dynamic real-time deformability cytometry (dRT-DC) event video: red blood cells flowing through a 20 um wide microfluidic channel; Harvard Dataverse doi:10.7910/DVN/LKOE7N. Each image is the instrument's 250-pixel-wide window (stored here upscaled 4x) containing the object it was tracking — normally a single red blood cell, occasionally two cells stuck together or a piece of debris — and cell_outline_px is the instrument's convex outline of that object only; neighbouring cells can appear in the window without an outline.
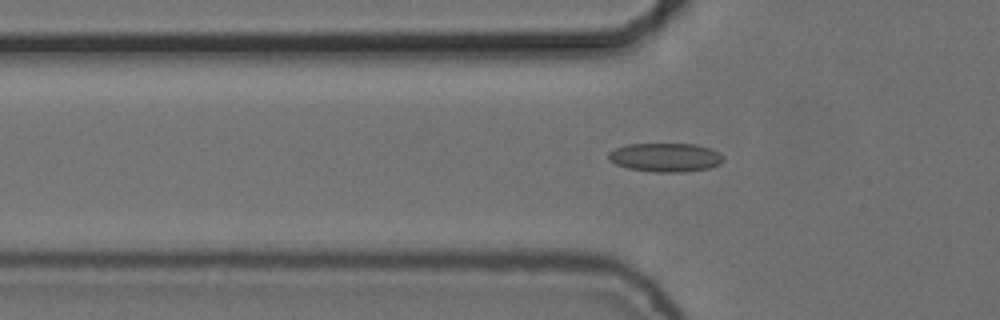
{"species": "common noctule bat (a hibernating species)", "species_latin": "Nyctalus noctula", "temperature_condition": "cold", "stored_images_in_passage": 47, "camera_frame_rate_fps": 3000, "um_per_image_px": 0.085, "animal": {"sex": "female", "body_mass_g": 24.6, "forearm_length_mm": 56.2}, "frame": {"image": 1, "passage_image": 15, "time_ms": 4.667, "image_size_px": [1000, 320], "cell_outline_px": [[724, 160], [720, 164], [708, 168], [684, 172], [656, 172], [628, 168], [616, 164], [608, 160], [608, 152], [616, 148], [628, 144], [696, 144], [720, 152], [724, 156]], "centroid_in_image_um": [56.57, 13.38], "position_along_channel_um": 69.2, "area_um2": 19.31}}
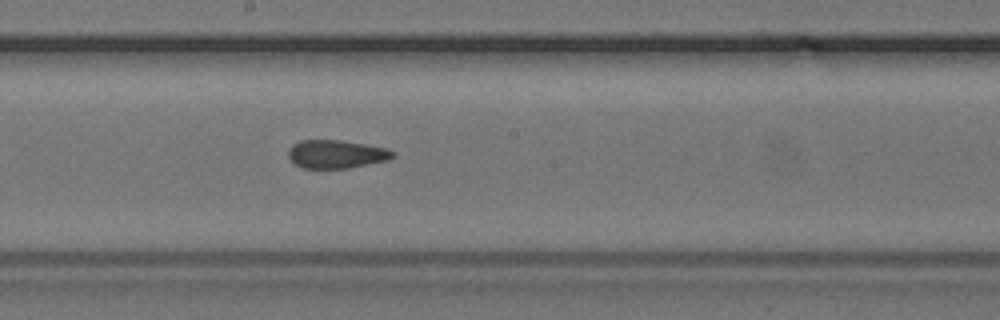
{"frame": {"image": 2, "passage_image": 27, "time_ms": 8.667, "image_size_px": [1000, 320], "cell_outline_px": [[396, 156], [388, 160], [348, 168], [300, 168], [288, 156], [288, 148], [292, 144], [300, 140], [340, 140], [364, 144], [384, 148], [396, 152]], "centroid_in_image_um": [28.57, 13.1], "position_along_channel_um": 219.6, "area_um2": 17.22}}
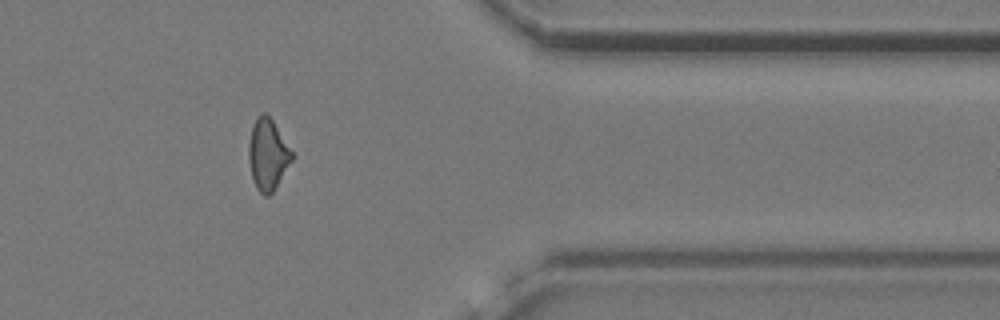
{"frame": {"image": 3, "passage_image": 42, "time_ms": 13.667, "image_size_px": [1000, 320], "cell_outline_px": [[296, 156], [272, 192], [268, 196], [264, 196], [256, 188], [252, 176], [248, 160], [248, 144], [252, 124], [264, 112], [272, 120]], "centroid_in_image_um": [22.77, 13.15], "position_along_channel_um": 388.6, "area_um2": 17.92}, "authors_computed_cell_mechanics": {"area_um2": 17.9758, "velocity_mm_per_s": 3.7409, "shape_relaxation_time_tau1_ms": null, "shape_relaxation_time_tau2_ms": 2.6205, "deformation_change_tau1": null, "deformation_change_tau2": 0.0916}}